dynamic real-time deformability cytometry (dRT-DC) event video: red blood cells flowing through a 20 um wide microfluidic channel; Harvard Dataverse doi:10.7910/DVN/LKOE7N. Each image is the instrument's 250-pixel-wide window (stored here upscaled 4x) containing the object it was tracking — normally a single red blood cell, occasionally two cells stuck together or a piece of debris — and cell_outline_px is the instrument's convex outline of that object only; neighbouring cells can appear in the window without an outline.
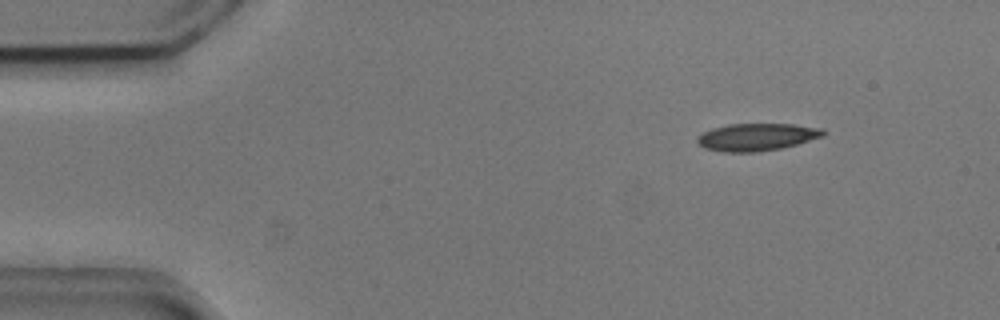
{"species": "common noctule bat (a hibernating species)", "species_latin": "Nyctalus noctula", "temperature_condition": "cold", "stored_images_in_passage": 6, "camera_frame_rate_fps": 3000, "um_per_image_px": 0.085, "animal": {"sex": "male", "body_mass_g": 20.5, "forearm_length_mm": 52.5}, "frame": {"image": 1, "passage_image": 2, "time_ms": 0.333, "image_size_px": [1000, 320], "cell_outline_px": [[828, 132], [824, 136], [796, 144], [780, 148], [756, 152], [724, 152], [704, 148], [696, 140], [696, 136], [712, 128], [728, 124], [792, 124], [824, 128]], "centroid_in_image_um": [64.34, 11.64], "position_along_channel_um": 20.7, "area_um2": 20.17}}